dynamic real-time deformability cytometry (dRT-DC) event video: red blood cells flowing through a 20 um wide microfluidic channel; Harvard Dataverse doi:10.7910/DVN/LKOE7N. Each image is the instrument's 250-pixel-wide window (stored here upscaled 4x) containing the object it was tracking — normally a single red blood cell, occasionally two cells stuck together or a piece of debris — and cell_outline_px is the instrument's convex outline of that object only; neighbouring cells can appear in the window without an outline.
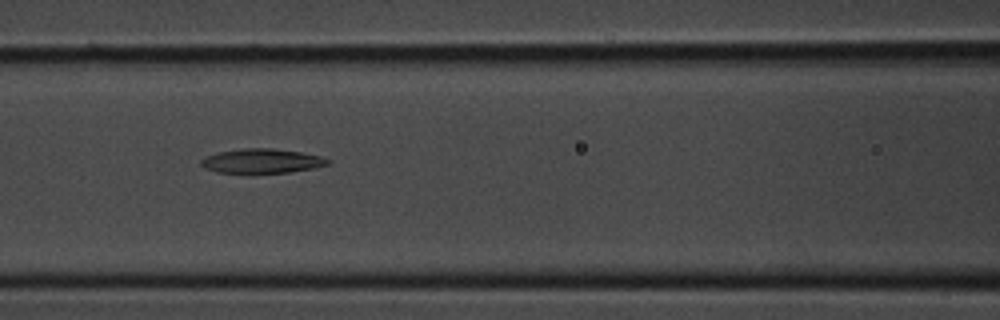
{"species": "common noctule bat (a hibernating species)", "species_latin": "Nyctalus noctula", "temperature_condition": "room temperature", "stored_images_in_passage": 28, "camera_frame_rate_fps": 3000, "um_per_image_px": 0.085, "animal": {"sex": "male", "body_mass_g": 20.1, "forearm_length_mm": 53.5}, "frame": {"image": 1, "passage_image": 10, "time_ms": 3.0, "image_size_px": [1000, 320], "cell_outline_px": [[332, 164], [316, 168], [288, 172], [252, 176], [216, 172], [204, 168], [200, 164], [200, 160], [204, 156], [220, 152], [244, 148], [272, 148], [300, 152], [320, 156], [332, 160]], "centroid_in_image_um": [22.24, 13.73], "position_along_channel_um": 144.4, "area_um2": 19.02}}
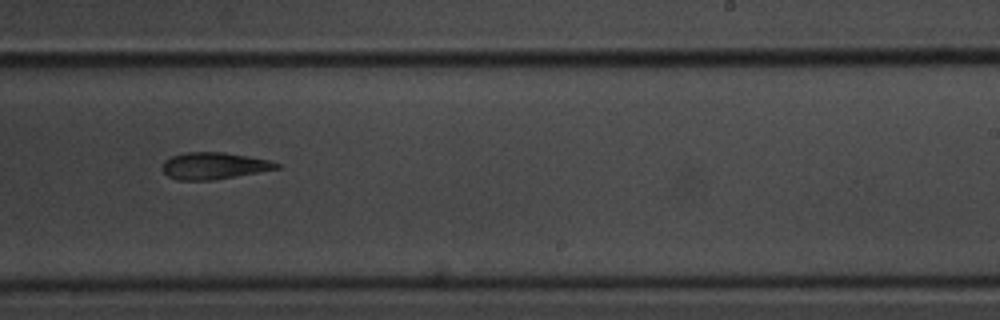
{"frame": {"image": 2, "passage_image": 17, "time_ms": 5.333, "image_size_px": [1000, 320], "cell_outline_px": [[280, 168], [236, 176], [212, 180], [176, 180], [168, 176], [160, 168], [164, 160], [172, 156], [184, 152], [224, 152], [248, 156], [268, 160], [280, 164]], "centroid_in_image_um": [18.13, 14.09], "position_along_channel_um": 270.9, "area_um2": 17.86}}
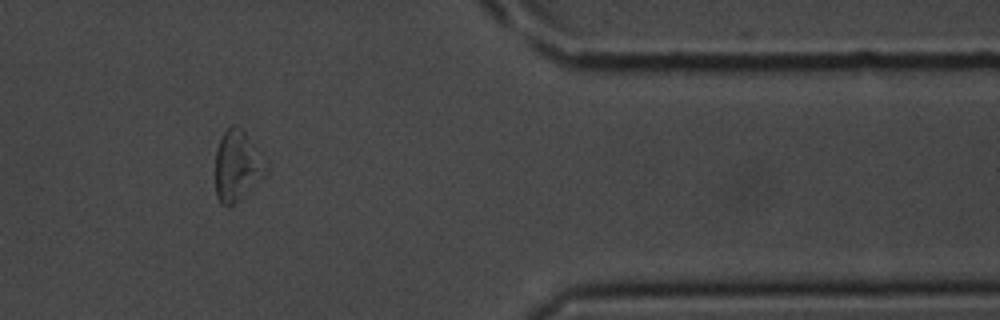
{"frame": {"image": 3, "passage_image": 25, "time_ms": 8.0, "image_size_px": [1000, 320], "cell_outline_px": [[268, 168], [228, 208], [220, 204], [216, 196], [216, 148], [224, 132], [232, 124], [236, 124], [244, 132], [268, 164]], "centroid_in_image_um": [20.1, 14.06], "position_along_channel_um": 391.3, "area_um2": 19.88}}